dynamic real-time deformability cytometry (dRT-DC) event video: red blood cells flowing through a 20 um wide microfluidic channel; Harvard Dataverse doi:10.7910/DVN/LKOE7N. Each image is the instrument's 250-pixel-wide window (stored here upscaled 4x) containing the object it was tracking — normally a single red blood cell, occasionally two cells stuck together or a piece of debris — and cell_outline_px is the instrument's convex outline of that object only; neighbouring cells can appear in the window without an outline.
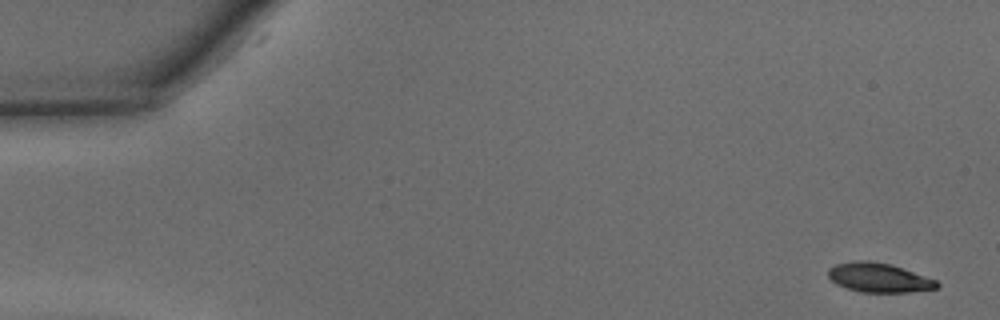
{"species": "common noctule bat (a hibernating species)", "species_latin": "Nyctalus noctula", "temperature_condition": "warm", "stored_images_in_passage": 40, "camera_frame_rate_fps": 3000, "um_per_image_px": 0.085, "animal": {"sex": "male", "body_mass_g": 15.6}, "frame": {"image": 1, "passage_image": 1, "time_ms": 0.0, "image_size_px": [1000, 320], "cell_outline_px": [[940, 288], [908, 292], [860, 292], [836, 284], [828, 276], [828, 268], [836, 264], [852, 260], [868, 260], [892, 264], [936, 280], [940, 284]], "centroid_in_image_um": [74.7, 23.59], "position_along_channel_um": 10.3, "area_um2": 18.67}}
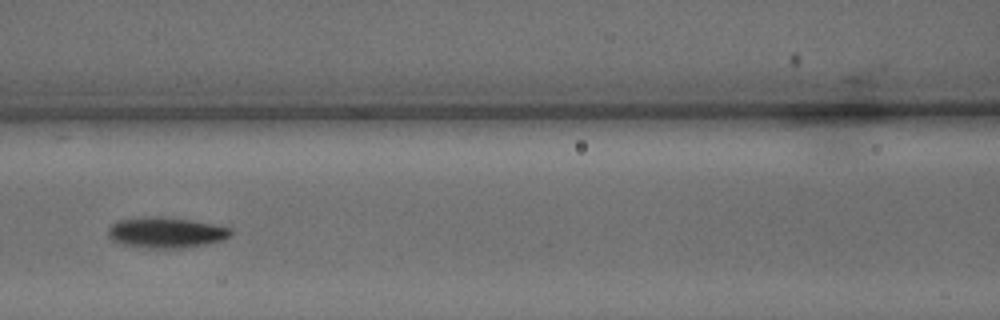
{"frame": {"image": 2, "passage_image": 20, "time_ms": 6.333, "image_size_px": [1000, 320], "cell_outline_px": [[232, 232], [228, 236], [220, 240], [208, 244], [180, 248], [148, 248], [124, 244], [112, 240], [108, 236], [108, 228], [112, 224], [120, 220], [144, 216], [160, 216], [192, 220], [216, 224], [232, 228]], "centroid_in_image_um": [14.11, 19.75], "position_along_channel_um": 152.5, "area_um2": 21.96}}
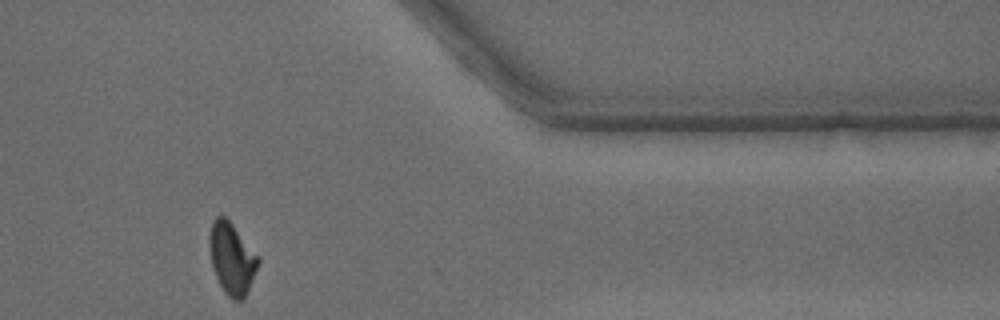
{"frame": {"image": 3, "passage_image": 38, "time_ms": 12.333, "image_size_px": [1000, 320], "cell_outline_px": [[260, 260], [248, 288], [244, 296], [240, 300], [232, 300], [224, 292], [216, 276], [212, 264], [208, 244], [208, 240], [212, 220], [216, 216], [224, 216], [232, 224], [260, 256]], "centroid_in_image_um": [19.69, 21.93], "position_along_channel_um": 391.7, "area_um2": 20.11}, "authors_computed_cell_mechanics": {"area_um2": 20.4034, "velocity_mm_per_s": 4.3544, "shape_relaxation_time_tau1_ms": 3.2235, "shape_relaxation_time_tau2_ms": 3.8226, "deformation_change_tau1": 0.1392, "deformation_change_tau2": 0.0966}}